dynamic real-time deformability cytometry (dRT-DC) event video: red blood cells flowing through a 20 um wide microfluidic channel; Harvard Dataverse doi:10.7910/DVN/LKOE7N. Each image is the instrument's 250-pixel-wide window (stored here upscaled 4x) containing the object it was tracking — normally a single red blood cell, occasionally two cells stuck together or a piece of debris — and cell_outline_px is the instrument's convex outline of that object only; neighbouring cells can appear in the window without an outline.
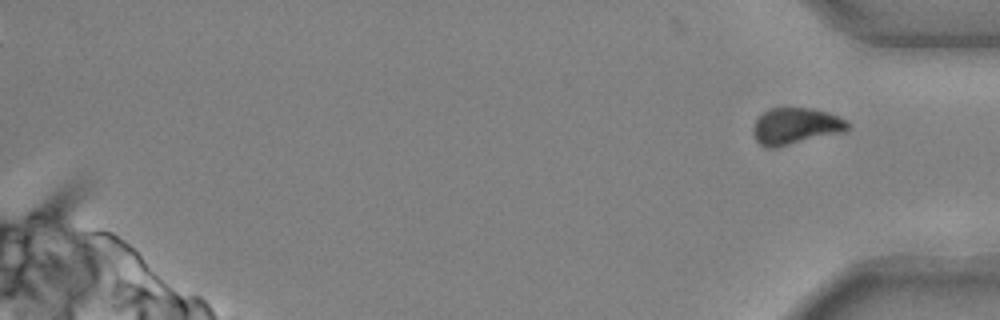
{"species": "common noctule bat (a hibernating species)", "species_latin": "Nyctalus noctula", "temperature_condition": "cold", "stored_images_in_passage": 48, "segment_of_instrument_passage": [2, 2], "camera_frame_rate_fps": 3000, "um_per_image_px": 0.085, "animal": {"sex": "male", "body_mass_g": 20.4}, "frame": {"image": 1, "passage_image": 48, "time_ms": 15.667, "image_size_px": [1000, 320], "cell_outline_px": [[848, 128], [844, 132], [776, 148], [764, 148], [756, 140], [756, 120], [764, 112], [772, 108], [812, 108], [828, 112], [844, 120], [848, 124]], "centroid_in_image_um": [67.65, 10.73], "position_along_channel_um": 367.5, "area_um2": 19.77}}